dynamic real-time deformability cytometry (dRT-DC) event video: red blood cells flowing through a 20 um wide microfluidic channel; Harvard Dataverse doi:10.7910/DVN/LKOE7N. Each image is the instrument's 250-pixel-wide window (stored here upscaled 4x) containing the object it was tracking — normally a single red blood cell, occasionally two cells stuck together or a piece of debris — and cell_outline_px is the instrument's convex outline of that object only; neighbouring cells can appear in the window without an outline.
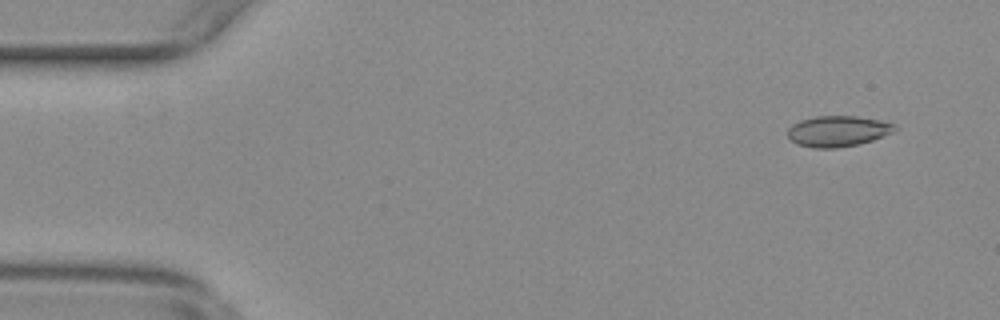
{"species": "common noctule bat (a hibernating species)", "species_latin": "Nyctalus noctula", "temperature_condition": "warm", "stored_images_in_passage": 52, "camera_frame_rate_fps": 3000, "um_per_image_px": 0.085, "animal": {"sex": "female", "body_mass_g": 29.2, "forearm_length_mm": 56.3}, "frame": {"image": 1, "passage_image": 4, "time_ms": 1.0, "image_size_px": [1000, 320], "cell_outline_px": [[896, 128], [892, 132], [872, 140], [860, 144], [836, 148], [816, 148], [796, 144], [788, 136], [788, 128], [792, 124], [800, 120], [816, 116], [856, 116], [880, 120], [896, 124]], "centroid_in_image_um": [71.2, 11.14], "position_along_channel_um": 13.8, "area_um2": 19.19}}
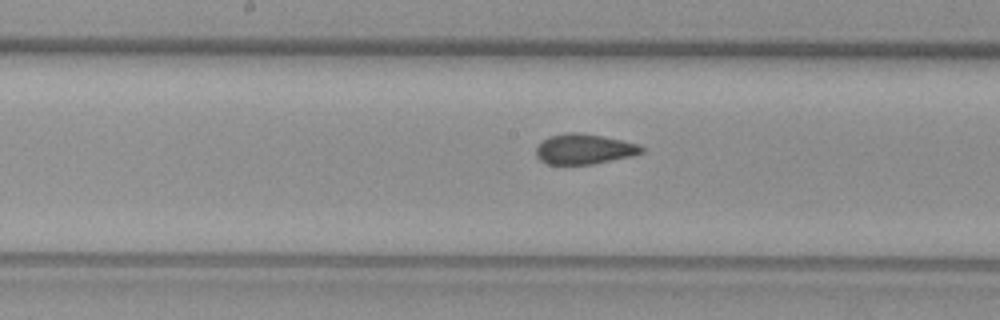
{"frame": {"image": 2, "passage_image": 28, "time_ms": 9.0, "image_size_px": [1000, 320], "cell_outline_px": [[644, 152], [632, 156], [592, 164], [548, 164], [540, 160], [536, 156], [536, 144], [548, 136], [568, 132], [576, 132], [600, 136], [640, 144], [644, 148]], "centroid_in_image_um": [49.62, 12.67], "position_along_channel_um": 198.6, "area_um2": 18.61}}
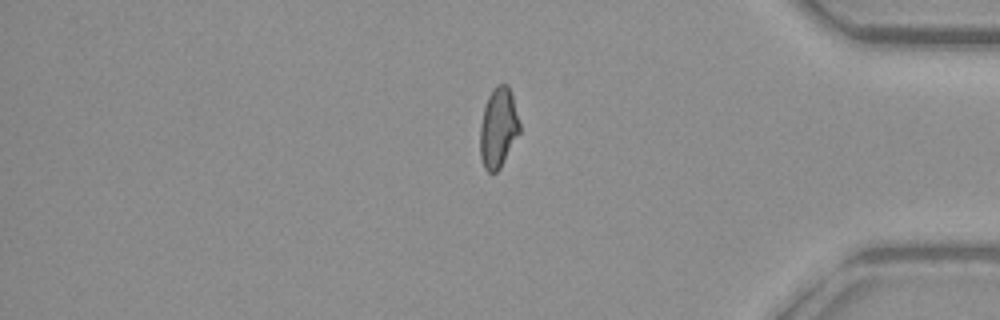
{"frame": {"image": 3, "passage_image": 46, "time_ms": 15.0, "image_size_px": [1000, 320], "cell_outline_px": [[520, 132], [500, 168], [496, 172], [488, 172], [484, 168], [480, 156], [480, 124], [484, 108], [488, 96], [492, 88], [496, 84], [508, 84], [512, 96], [520, 124]], "centroid_in_image_um": [42.34, 10.85], "position_along_channel_um": 392.9, "area_um2": 18.44}, "authors_computed_cell_mechanics": {"area_um2": 18.7561, "velocity_mm_per_s": 3.7311, "shape_relaxation_time_tau1_ms": null, "shape_relaxation_time_tau2_ms": 1.1355, "deformation_change_tau1": null, "deformation_change_tau2": 0.0629}}